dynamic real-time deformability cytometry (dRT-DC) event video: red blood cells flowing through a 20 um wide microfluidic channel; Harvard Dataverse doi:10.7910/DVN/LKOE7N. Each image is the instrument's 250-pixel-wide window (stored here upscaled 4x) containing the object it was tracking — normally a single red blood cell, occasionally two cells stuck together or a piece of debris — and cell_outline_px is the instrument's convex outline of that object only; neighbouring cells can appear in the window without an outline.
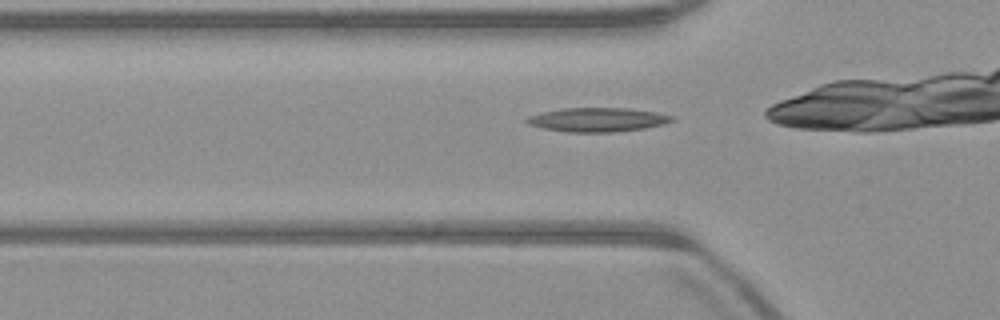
{"species": "common noctule bat (a hibernating species)", "species_latin": "Nyctalus noctula", "temperature_condition": "warm", "stored_images_in_passage": 29, "camera_frame_rate_fps": 3000, "um_per_image_px": 0.085, "animal": {"sex": "male", "body_mass_g": 23.1, "forearm_length_mm": 52.7}, "frame": {"image": 1, "passage_image": 7, "time_ms": 2.0, "image_size_px": [1000, 320], "cell_outline_px": [[676, 120], [664, 124], [644, 128], [612, 132], [568, 132], [544, 128], [528, 124], [524, 120], [528, 116], [544, 112], [564, 108], [628, 108], [656, 112], [672, 116]], "centroid_in_image_um": [50.81, 10.17], "position_along_channel_um": 75.0, "area_um2": 20.17}}
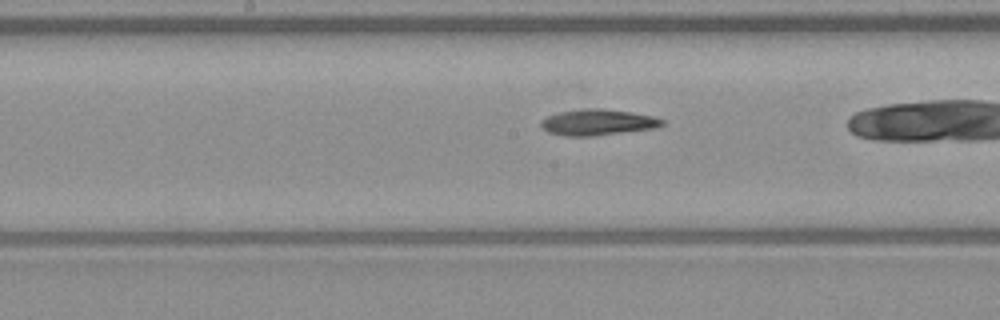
{"frame": {"image": 2, "passage_image": 16, "time_ms": 5.0, "image_size_px": [1000, 320], "cell_outline_px": [[664, 124], [652, 128], [592, 136], [564, 136], [548, 132], [540, 124], [540, 120], [548, 116], [560, 112], [584, 108], [604, 108], [632, 112], [656, 116], [664, 120]], "centroid_in_image_um": [50.8, 10.38], "position_along_channel_um": 197.4, "area_um2": 18.32}}
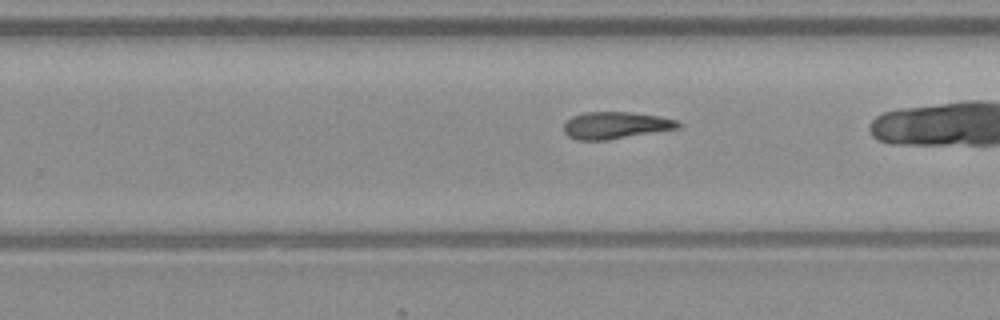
{"frame": {"image": 3, "passage_image": 22, "time_ms": 7.0, "image_size_px": [1000, 320], "cell_outline_px": [[680, 128], [608, 140], [576, 140], [568, 136], [564, 132], [564, 124], [572, 116], [584, 112], [628, 112], [660, 116], [676, 120], [680, 124]], "centroid_in_image_um": [52.31, 10.65], "position_along_channel_um": 277.5, "area_um2": 17.98}}